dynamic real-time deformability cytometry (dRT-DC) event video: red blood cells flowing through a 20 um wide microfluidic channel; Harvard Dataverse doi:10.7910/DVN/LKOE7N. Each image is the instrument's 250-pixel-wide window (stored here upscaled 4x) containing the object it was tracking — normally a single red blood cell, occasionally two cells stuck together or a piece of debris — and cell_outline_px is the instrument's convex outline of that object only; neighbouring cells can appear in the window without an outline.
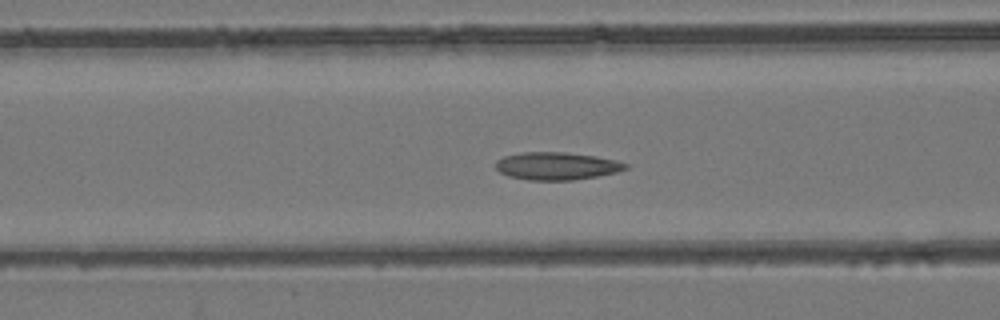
{"species": "common noctule bat (a hibernating species)", "species_latin": "Nyctalus noctula", "temperature_condition": "room temperature", "stored_images_in_passage": 40, "camera_frame_rate_fps": 3000, "um_per_image_px": 0.085, "animal": {"sex": "female", "body_mass_g": 24.6, "forearm_length_mm": 56.2}, "frame": {"image": 1, "passage_image": 17, "time_ms": 5.333, "image_size_px": [1000, 320], "cell_outline_px": [[628, 168], [616, 172], [596, 176], [572, 180], [528, 180], [508, 176], [500, 172], [496, 168], [496, 160], [504, 156], [524, 152], [564, 152], [596, 156], [616, 160], [628, 164]], "centroid_in_image_um": [47.31, 14.11], "position_along_channel_um": 119.3, "area_um2": 20.87}}
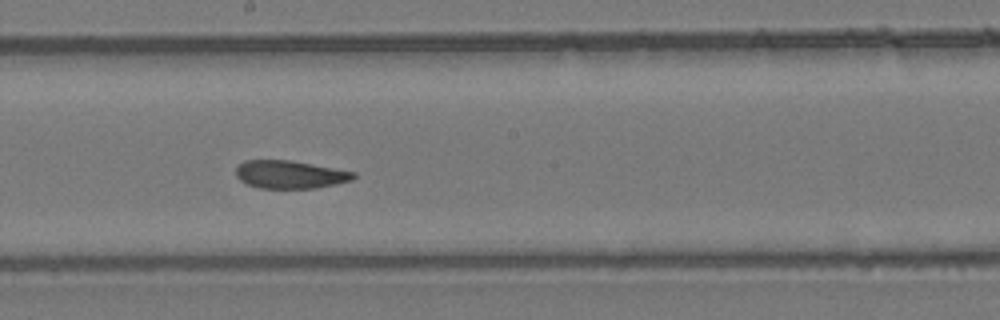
{"frame": {"image": 2, "passage_image": 25, "time_ms": 8.0, "image_size_px": [1000, 320], "cell_outline_px": [[356, 176], [352, 180], [336, 184], [316, 188], [260, 188], [248, 184], [240, 180], [236, 176], [236, 168], [244, 160], [292, 160], [356, 172]], "centroid_in_image_um": [24.67, 14.83], "position_along_channel_um": 223.5, "area_um2": 19.19}}
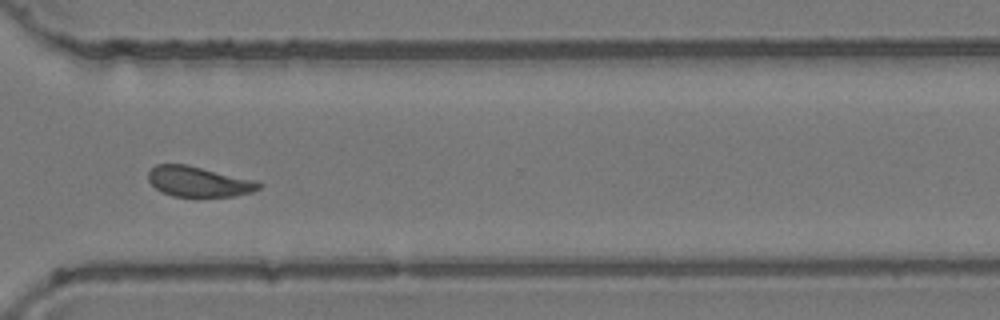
{"frame": {"image": 3, "passage_image": 35, "time_ms": 11.333, "image_size_px": [1000, 320], "cell_outline_px": [[264, 184], [260, 188], [252, 192], [232, 196], [172, 196], [160, 192], [148, 180], [148, 172], [156, 164], [188, 164], [256, 180]], "centroid_in_image_um": [16.89, 15.42], "position_along_channel_um": 353.7, "area_um2": 19.65}, "authors_computed_cell_mechanics": {"area_um2": 20.3745, "velocity_mm_per_s": 3.9069, "shape_relaxation_time_tau1_ms": 7.8879, "shape_relaxation_time_tau2_ms": 1.7394, "deformation_change_tau1": 0.1922, "deformation_change_tau2": 0.082}}